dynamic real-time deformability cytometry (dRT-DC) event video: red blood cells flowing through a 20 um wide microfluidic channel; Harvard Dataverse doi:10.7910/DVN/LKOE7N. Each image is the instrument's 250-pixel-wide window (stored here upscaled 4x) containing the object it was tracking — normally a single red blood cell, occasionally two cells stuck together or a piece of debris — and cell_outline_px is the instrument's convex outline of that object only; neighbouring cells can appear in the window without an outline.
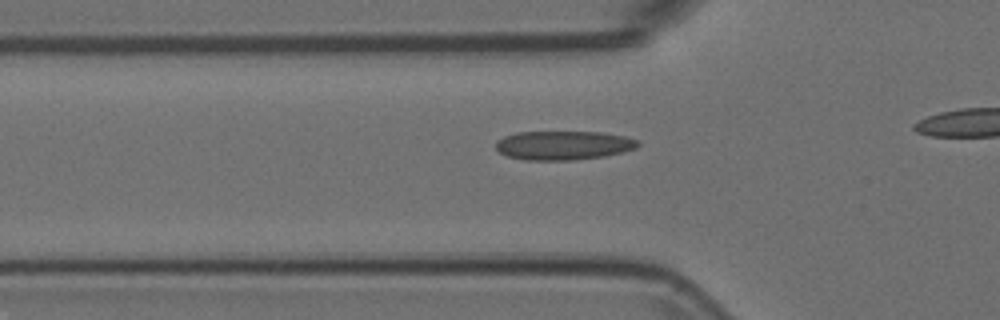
{"species": "Egyptian fruit bat (a non-hibernating species)", "species_latin": "Rousettus aegyptiacus", "temperature_condition": "room temperature", "stored_images_in_passage": 19, "camera_frame_rate_fps": 3000, "um_per_image_px": 0.085, "animal": {"sex": "female"}, "frame": {"image": 1, "passage_image": 10, "time_ms": 3.0, "image_size_px": [1000, 320], "cell_outline_px": [[640, 144], [636, 148], [604, 156], [572, 160], [524, 160], [508, 156], [500, 152], [496, 148], [496, 140], [504, 136], [516, 132], [604, 132], [624, 136], [640, 140]], "centroid_in_image_um": [47.89, 12.34], "position_along_channel_um": 77.9, "area_um2": 24.04}}
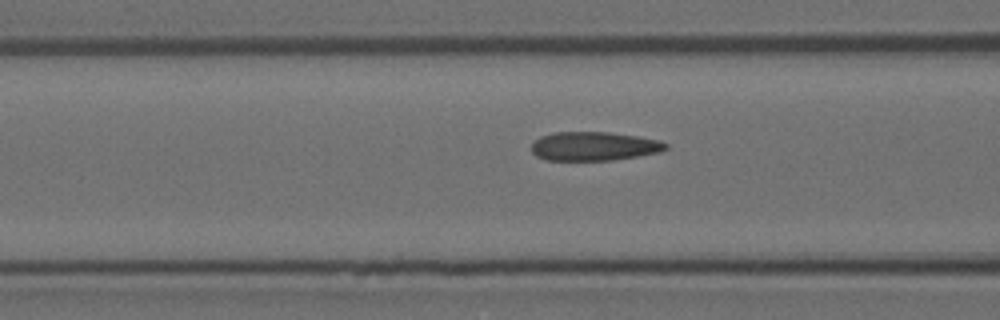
{"frame": {"image": 2, "passage_image": 13, "time_ms": 4.0, "image_size_px": [1000, 320], "cell_outline_px": [[668, 148], [660, 152], [612, 160], [544, 160], [536, 156], [532, 152], [532, 144], [540, 136], [552, 132], [608, 132], [640, 136], [660, 140], [668, 144]], "centroid_in_image_um": [50.49, 12.42], "position_along_channel_um": 116.1, "area_um2": 22.72}}
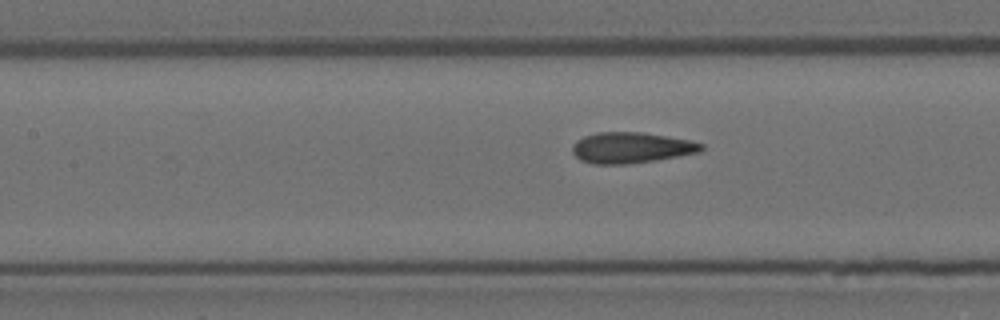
{"frame": {"image": 3, "passage_image": 16, "time_ms": 5.0, "image_size_px": [1000, 320], "cell_outline_px": [[704, 148], [700, 152], [628, 164], [592, 164], [580, 160], [572, 152], [572, 144], [576, 140], [584, 136], [596, 132], [640, 132], [692, 140], [704, 144]], "centroid_in_image_um": [53.62, 12.55], "position_along_channel_um": 153.8, "area_um2": 23.18}}